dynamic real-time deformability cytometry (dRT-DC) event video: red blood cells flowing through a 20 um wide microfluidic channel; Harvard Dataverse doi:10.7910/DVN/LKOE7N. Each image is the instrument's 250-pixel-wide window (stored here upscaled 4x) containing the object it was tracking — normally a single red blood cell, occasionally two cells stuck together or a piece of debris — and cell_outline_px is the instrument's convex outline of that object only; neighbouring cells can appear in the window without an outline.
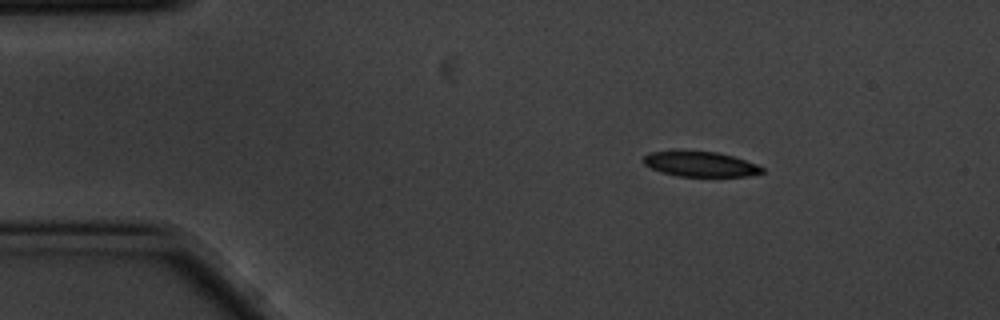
{"species": "common noctule bat (a hibernating species)", "species_latin": "Nyctalus noctula", "temperature_condition": "cold", "stored_images_in_passage": 5, "segment_of_instrument_passage": [1, 2], "camera_frame_rate_fps": 3000, "um_per_image_px": 0.085, "animal": {"sex": "male", "body_mass_g": 20.1, "forearm_length_mm": 53.5}, "frame": {"image": 1, "passage_image": 2, "time_ms": 0.333, "image_size_px": [1000, 320], "cell_outline_px": [[764, 172], [748, 176], [680, 176], [660, 172], [644, 164], [644, 156], [648, 152], [716, 152], [732, 156], [756, 164], [764, 168]], "centroid_in_image_um": [59.55, 13.97], "position_along_channel_um": 25.5, "area_um2": 16.88}}